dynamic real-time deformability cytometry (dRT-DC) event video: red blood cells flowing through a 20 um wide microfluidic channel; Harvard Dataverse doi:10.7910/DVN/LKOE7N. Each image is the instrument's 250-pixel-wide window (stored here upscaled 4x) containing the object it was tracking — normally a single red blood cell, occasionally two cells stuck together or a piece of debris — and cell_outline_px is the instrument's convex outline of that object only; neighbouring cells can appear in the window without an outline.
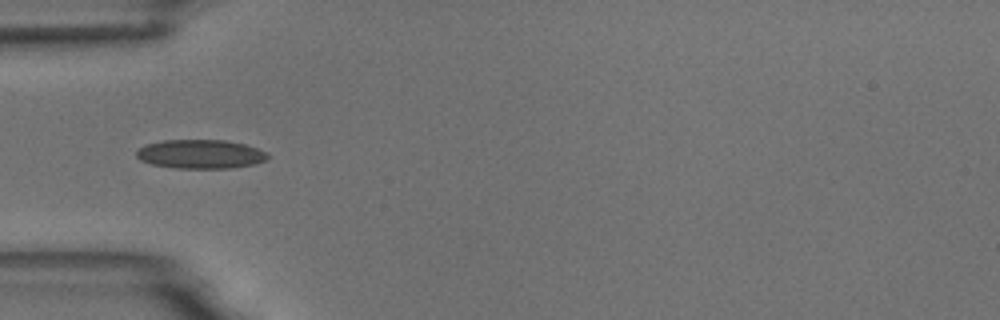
{"species": "common noctule bat (a hibernating species)", "species_latin": "Nyctalus noctula", "temperature_condition": "room temperature", "stored_images_in_passage": 4, "camera_frame_rate_fps": 3000, "um_per_image_px": 0.085, "animal": {"sex": "male", "body_mass_g": 18.8}, "frame": {"image": 1, "passage_image": 1, "time_ms": 0.0, "image_size_px": [1000, 320], "cell_outline_px": [[268, 160], [252, 164], [232, 168], [176, 168], [152, 164], [140, 160], [136, 156], [136, 152], [144, 144], [164, 140], [224, 140], [244, 144], [268, 152]], "centroid_in_image_um": [17.04, 13.1], "position_along_channel_um": 68.0, "area_um2": 22.14}}